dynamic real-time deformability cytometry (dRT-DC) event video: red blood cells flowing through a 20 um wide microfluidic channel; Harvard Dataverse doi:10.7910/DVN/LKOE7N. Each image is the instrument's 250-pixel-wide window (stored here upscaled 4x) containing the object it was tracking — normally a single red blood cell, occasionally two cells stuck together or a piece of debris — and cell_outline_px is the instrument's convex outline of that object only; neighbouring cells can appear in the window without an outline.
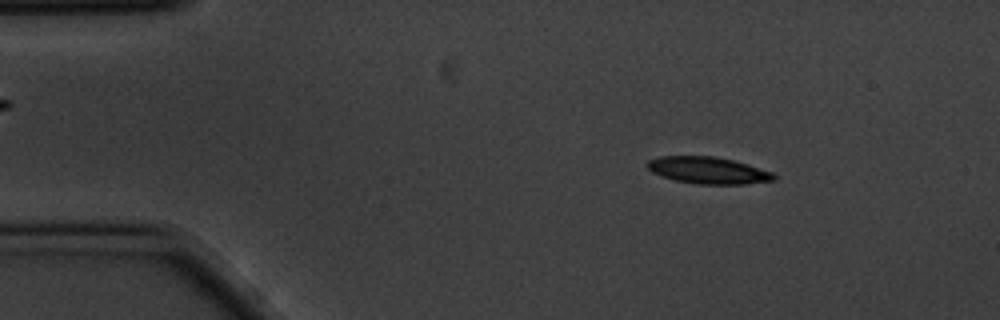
{"species": "common noctule bat (a hibernating species)", "species_latin": "Nyctalus noctula", "temperature_condition": "cold", "stored_images_in_passage": 56, "camera_frame_rate_fps": 3000, "um_per_image_px": 0.085, "animal": {"sex": "male", "body_mass_g": 20.1, "forearm_length_mm": 53.5}, "frame": {"image": 1, "passage_image": 7, "time_ms": 2.0, "image_size_px": [1000, 320], "cell_outline_px": [[776, 180], [744, 184], [696, 184], [676, 180], [660, 176], [652, 172], [648, 168], [648, 160], [660, 156], [712, 156], [732, 160], [748, 164], [772, 172], [776, 176]], "centroid_in_image_um": [60.19, 14.48], "position_along_channel_um": 24.8, "area_um2": 19.71}}
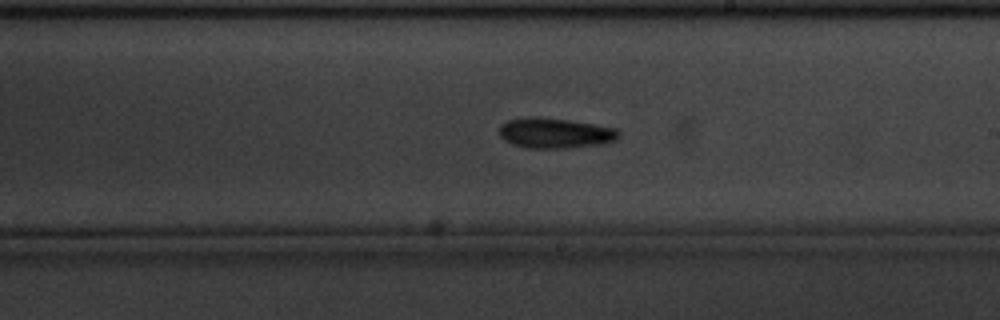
{"frame": {"image": 2, "passage_image": 31, "time_ms": 10.0, "image_size_px": [1000, 320], "cell_outline_px": [[620, 136], [616, 140], [600, 144], [568, 148], [524, 148], [512, 144], [504, 140], [500, 136], [500, 124], [508, 120], [528, 116], [536, 116], [568, 120], [616, 128], [620, 132]], "centroid_in_image_um": [47.15, 11.31], "position_along_channel_um": 241.8, "area_um2": 21.21}}
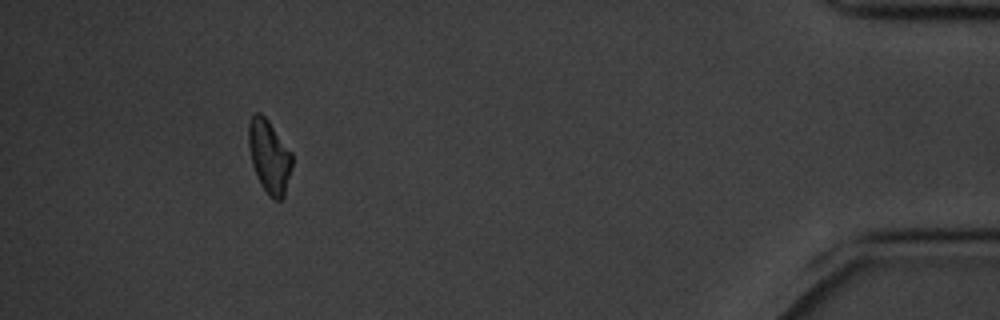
{"frame": {"image": 3, "passage_image": 51, "time_ms": 16.667, "image_size_px": [1000, 320], "cell_outline_px": [[292, 168], [284, 196], [280, 200], [272, 200], [268, 196], [260, 184], [252, 164], [248, 144], [248, 124], [252, 112], [260, 112], [268, 120], [292, 152]], "centroid_in_image_um": [22.88, 13.29], "position_along_channel_um": 412.3, "area_um2": 18.84}, "authors_computed_cell_mechanics": {"area_um2": 19.4786, "velocity_mm_per_s": 3.4886, "shape_relaxation_time_tau1_ms": 2.2138, "shape_relaxation_time_tau2_ms": null, "deformation_change_tau1": 0.1122, "deformation_change_tau2": null}}